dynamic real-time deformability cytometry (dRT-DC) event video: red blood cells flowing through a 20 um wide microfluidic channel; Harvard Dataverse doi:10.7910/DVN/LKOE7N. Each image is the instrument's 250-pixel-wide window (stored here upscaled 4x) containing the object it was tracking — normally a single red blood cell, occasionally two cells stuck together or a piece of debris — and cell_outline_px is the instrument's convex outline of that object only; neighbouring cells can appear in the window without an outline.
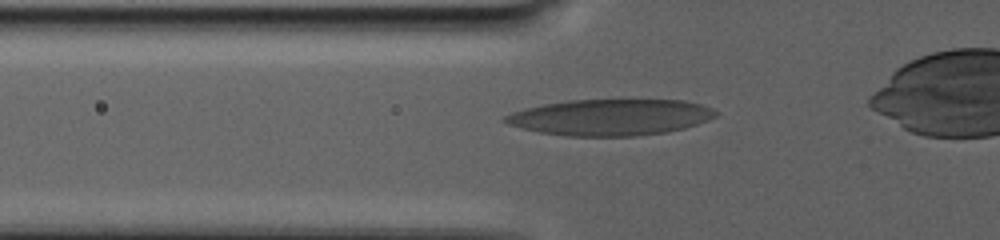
{"species": "human", "species_latin": "Homo sapiens", "temperature_condition": "warm", "stored_images_in_passage": 34, "camera_frame_rate_fps": 3000, "um_per_image_px": 0.085, "donor": {"sex": "male"}, "frame": {"image": 1, "passage_image": 2, "time_ms": 1.0, "image_size_px": [1000, 240], "cell_outline_px": [[716, 116], [708, 120], [684, 128], [668, 132], [636, 136], [564, 136], [540, 132], [508, 124], [500, 120], [504, 116], [512, 112], [524, 108], [544, 104], [568, 100], [684, 100], [700, 104], [712, 108], [716, 112]], "centroid_in_image_um": [51.87, 9.97], "position_along_channel_um": 73.9, "area_um2": 44.45}}
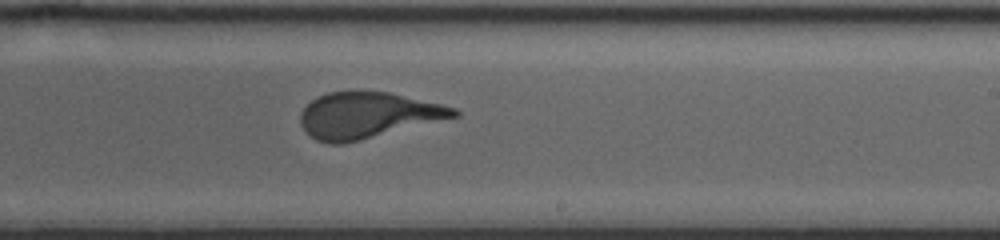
{"frame": {"image": 2, "passage_image": 14, "time_ms": 9.333, "image_size_px": [1000, 240], "cell_outline_px": [[460, 116], [344, 144], [328, 144], [316, 140], [300, 124], [300, 112], [316, 96], [328, 92], [388, 92], [440, 104], [456, 108], [460, 112]], "centroid_in_image_um": [31.25, 9.81], "position_along_channel_um": 257.8, "area_um2": 40.86}}
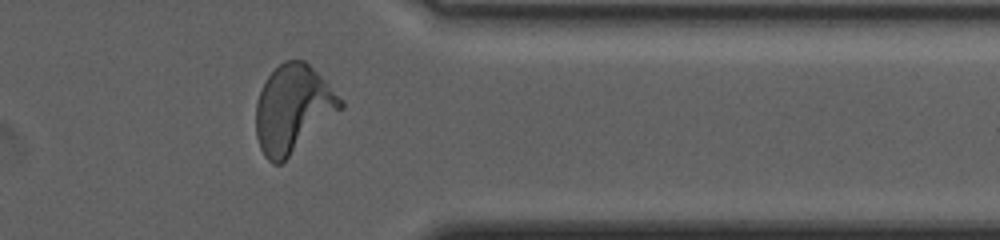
{"frame": {"image": 3, "passage_image": 31, "time_ms": 15.333, "image_size_px": [1000, 240], "cell_outline_px": [[344, 108], [280, 164], [272, 164], [264, 156], [260, 148], [256, 136], [256, 104], [260, 92], [268, 76], [284, 60], [304, 60], [344, 100]], "centroid_in_image_um": [24.9, 9.27], "position_along_channel_um": 386.5, "area_um2": 42.77}}